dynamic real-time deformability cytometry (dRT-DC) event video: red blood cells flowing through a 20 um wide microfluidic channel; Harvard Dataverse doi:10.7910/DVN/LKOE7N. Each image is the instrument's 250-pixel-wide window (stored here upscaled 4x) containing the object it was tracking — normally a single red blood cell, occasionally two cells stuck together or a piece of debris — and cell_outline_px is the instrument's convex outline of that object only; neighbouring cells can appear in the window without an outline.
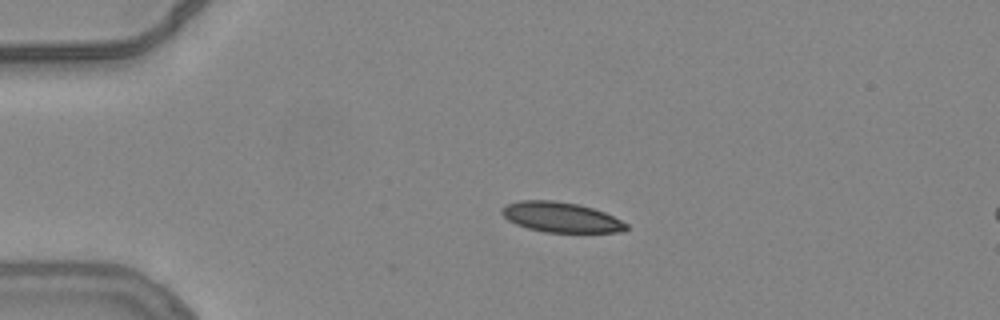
{"species": "common noctule bat (a hibernating species)", "species_latin": "Nyctalus noctula", "temperature_condition": "warm", "stored_images_in_passage": 43, "camera_frame_rate_fps": 3000, "um_per_image_px": 0.085, "animal": {"sex": "female", "body_mass_g": 24.6, "forearm_length_mm": 56.2}, "frame": {"image": 1, "passage_image": 1, "time_ms": 0.0, "image_size_px": [1000, 320], "cell_outline_px": [[628, 228], [624, 232], [544, 232], [528, 228], [516, 224], [508, 220], [500, 212], [500, 208], [508, 204], [520, 200], [552, 200], [580, 204], [604, 212], [628, 224]], "centroid_in_image_um": [47.67, 18.46], "position_along_channel_um": 37.3, "area_um2": 21.85}}
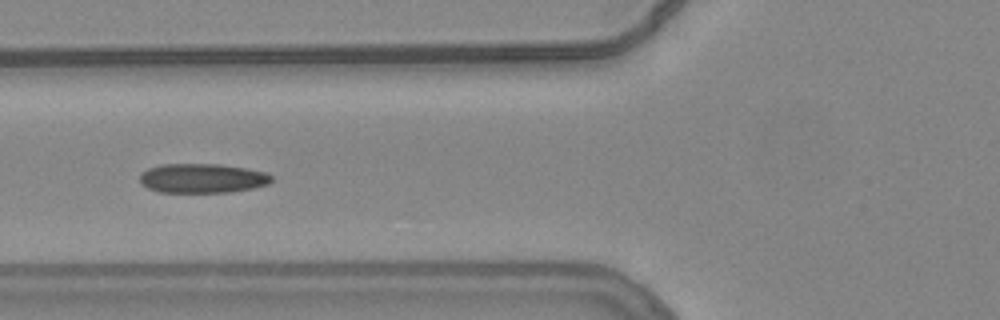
{"frame": {"image": 2, "passage_image": 10, "time_ms": 3.0, "image_size_px": [1000, 320], "cell_outline_px": [[272, 180], [268, 184], [252, 188], [232, 192], [160, 192], [148, 188], [140, 184], [140, 172], [148, 168], [160, 164], [220, 164], [268, 172], [272, 176]], "centroid_in_image_um": [17.18, 15.15], "position_along_channel_um": 108.6, "area_um2": 22.72}}
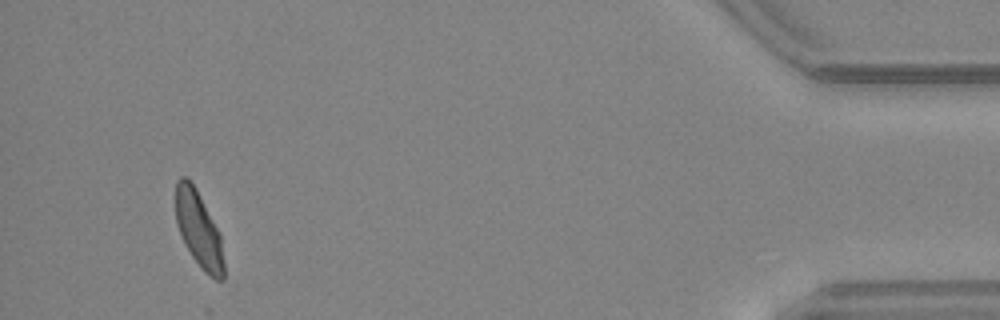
{"frame": {"image": 3, "passage_image": 40, "time_ms": 13.0, "image_size_px": [1000, 320], "cell_outline_px": [[224, 280], [216, 280], [204, 272], [192, 256], [176, 224], [176, 180], [180, 176], [188, 176], [196, 188], [220, 232], [224, 264]], "centroid_in_image_um": [16.9, 19.47], "position_along_channel_um": 418.3, "area_um2": 21.33}, "authors_computed_cell_mechanics": {"area_um2": 22.253, "velocity_mm_per_s": 3.8083, "shape_relaxation_time_tau1_ms": 5.5339, "shape_relaxation_time_tau2_ms": 1.1383, "deformation_change_tau1": 0.1468, "deformation_change_tau2": 0.0668}}